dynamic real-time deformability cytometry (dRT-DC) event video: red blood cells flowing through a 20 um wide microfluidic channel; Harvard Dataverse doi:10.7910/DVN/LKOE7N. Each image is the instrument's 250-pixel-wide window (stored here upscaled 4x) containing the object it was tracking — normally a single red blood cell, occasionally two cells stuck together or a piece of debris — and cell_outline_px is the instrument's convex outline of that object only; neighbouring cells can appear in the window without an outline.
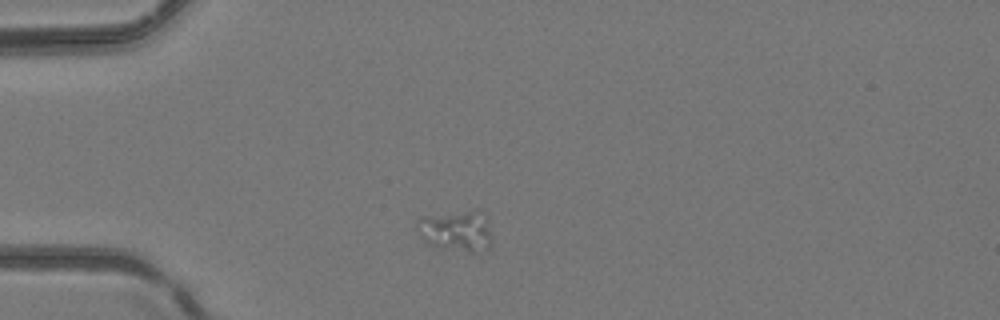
{"species": "common noctule bat (a hibernating species)", "species_latin": "Nyctalus noctula", "temperature_condition": "room temperature", "stored_images_in_passage": 2, "camera_frame_rate_fps": 3000, "um_per_image_px": 0.085, "animal": {"sex": "female", "body_mass_g": 24.6, "forearm_length_mm": 56.2}, "frame": {"image": 1, "passage_image": 1, "time_ms": 0.0, "image_size_px": [1000, 320], "cell_outline_px": [[492, 240], [488, 248], [480, 256], [440, 248], [428, 244], [416, 232], [416, 220], [420, 216], [468, 212], [484, 224], [488, 228]], "centroid_in_image_um": [38.66, 19.77], "position_along_channel_um": 46.3, "area_um2": 17.4}}